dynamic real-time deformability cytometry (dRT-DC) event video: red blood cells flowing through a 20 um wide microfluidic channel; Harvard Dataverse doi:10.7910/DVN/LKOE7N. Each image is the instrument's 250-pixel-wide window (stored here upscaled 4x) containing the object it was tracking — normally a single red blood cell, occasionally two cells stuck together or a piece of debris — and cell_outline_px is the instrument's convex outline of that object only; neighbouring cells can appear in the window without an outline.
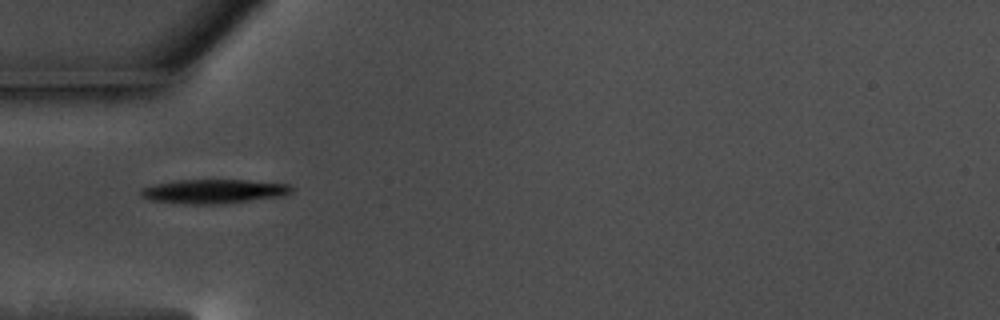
{"species": "common noctule bat (a hibernating species)", "species_latin": "Nyctalus noctula", "temperature_condition": "warm", "stored_images_in_passage": 40, "camera_frame_rate_fps": 3000, "um_per_image_px": 0.085, "animal": {"sex": "male", "body_mass_g": 17.5, "forearm_length_mm": 52.3}, "frame": {"image": 1, "passage_image": 1, "time_ms": 0.0, "image_size_px": [1000, 320], "cell_outline_px": [[292, 192], [280, 196], [220, 204], [188, 204], [148, 200], [140, 196], [140, 188], [156, 184], [176, 180], [244, 180], [288, 184], [292, 188]], "centroid_in_image_um": [18.09, 16.26], "position_along_channel_um": 66.9, "area_um2": 21.04}}
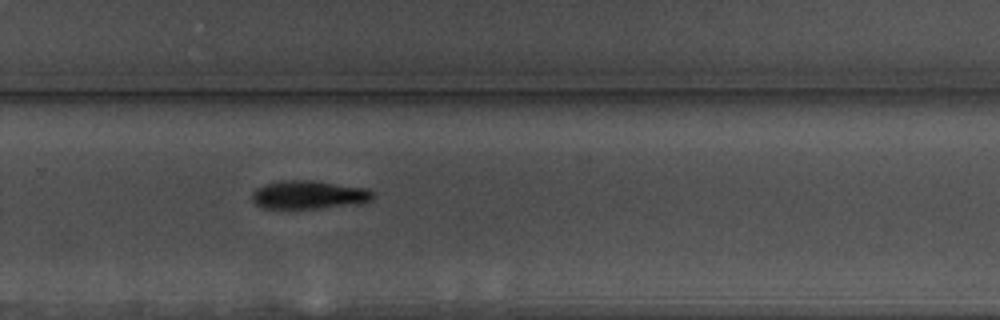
{"frame": {"image": 2, "passage_image": 21, "time_ms": 6.667, "image_size_px": [1000, 320], "cell_outline_px": [[376, 196], [372, 200], [356, 204], [316, 208], [264, 208], [256, 204], [252, 200], [252, 192], [256, 188], [264, 184], [280, 180], [312, 180], [368, 188], [376, 192]], "centroid_in_image_um": [26.28, 16.54], "position_along_channel_um": 303.5, "area_um2": 20.17}}
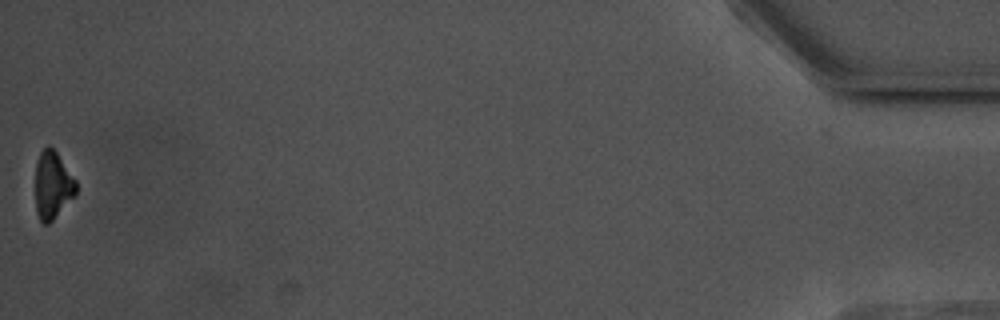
{"frame": {"image": 3, "passage_image": 40, "time_ms": 13.0, "image_size_px": [1000, 320], "cell_outline_px": [[76, 196], [48, 224], [44, 224], [40, 220], [36, 212], [36, 160], [40, 152], [48, 144], [56, 152], [76, 180]], "centroid_in_image_um": [4.48, 15.74], "position_along_channel_um": 430.7, "area_um2": 16.01}, "authors_computed_cell_mechanics": {"area_um2": 20.2878, "velocity_mm_per_s": 3.5647, "shape_relaxation_time_tau1_ms": 1.4199, "shape_relaxation_time_tau2_ms": null, "deformation_change_tau1": 0.0981, "deformation_change_tau2": null}}